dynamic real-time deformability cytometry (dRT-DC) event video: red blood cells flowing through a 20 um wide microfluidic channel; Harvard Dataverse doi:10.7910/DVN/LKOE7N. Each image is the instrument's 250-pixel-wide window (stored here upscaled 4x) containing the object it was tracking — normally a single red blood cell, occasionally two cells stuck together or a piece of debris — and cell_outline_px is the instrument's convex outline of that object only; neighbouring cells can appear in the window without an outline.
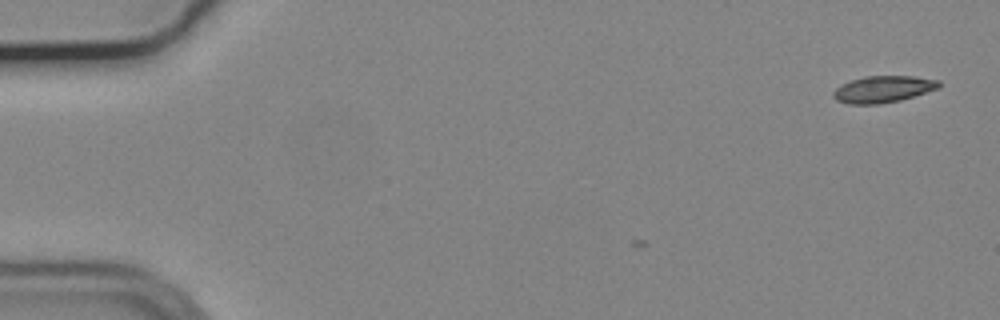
{"species": "common noctule bat (a hibernating species)", "species_latin": "Nyctalus noctula", "temperature_condition": "cold", "stored_images_in_passage": 3, "camera_frame_rate_fps": 3000, "um_per_image_px": 0.085, "animal": {"sex": "male", "body_mass_g": 19.2, "forearm_length_mm": 51.8}, "frame": {"image": 1, "passage_image": 3, "time_ms": 0.667, "image_size_px": [1000, 320], "cell_outline_px": [[940, 88], [900, 100], [880, 104], [848, 104], [836, 100], [832, 96], [832, 92], [840, 84], [864, 76], [916, 76], [940, 80]], "centroid_in_image_um": [75.06, 7.58], "position_along_channel_um": 9.9, "area_um2": 16.59}}